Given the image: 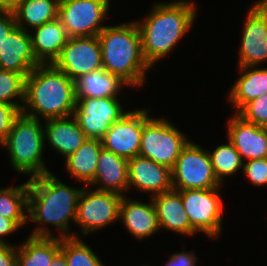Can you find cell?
Instances as JSON below:
<instances>
[{
    "mask_svg": "<svg viewBox=\"0 0 267 266\" xmlns=\"http://www.w3.org/2000/svg\"><path fill=\"white\" fill-rule=\"evenodd\" d=\"M28 210L27 220L39 222L30 236H53L48 227L50 225L60 229V238L76 237L69 232L70 223L75 222L78 199L82 188H74L58 180L53 173L28 179Z\"/></svg>",
    "mask_w": 267,
    "mask_h": 266,
    "instance_id": "6da1fadb",
    "label": "cell"
},
{
    "mask_svg": "<svg viewBox=\"0 0 267 266\" xmlns=\"http://www.w3.org/2000/svg\"><path fill=\"white\" fill-rule=\"evenodd\" d=\"M194 3L187 0L156 3L146 18L136 21L143 55L151 67L169 55L177 42L188 33L196 17Z\"/></svg>",
    "mask_w": 267,
    "mask_h": 266,
    "instance_id": "7a4b0ae2",
    "label": "cell"
},
{
    "mask_svg": "<svg viewBox=\"0 0 267 266\" xmlns=\"http://www.w3.org/2000/svg\"><path fill=\"white\" fill-rule=\"evenodd\" d=\"M75 107V81L53 64H40L26 77L23 114L44 120L64 118L72 116Z\"/></svg>",
    "mask_w": 267,
    "mask_h": 266,
    "instance_id": "3957f363",
    "label": "cell"
},
{
    "mask_svg": "<svg viewBox=\"0 0 267 266\" xmlns=\"http://www.w3.org/2000/svg\"><path fill=\"white\" fill-rule=\"evenodd\" d=\"M103 68L120 77L128 86L139 87L145 82V72L151 68L142 51L137 23L106 26L98 34Z\"/></svg>",
    "mask_w": 267,
    "mask_h": 266,
    "instance_id": "277c9868",
    "label": "cell"
},
{
    "mask_svg": "<svg viewBox=\"0 0 267 266\" xmlns=\"http://www.w3.org/2000/svg\"><path fill=\"white\" fill-rule=\"evenodd\" d=\"M40 119L22 112L14 120L12 129L1 144L8 150L12 168L30 178L50 172L43 161L44 127Z\"/></svg>",
    "mask_w": 267,
    "mask_h": 266,
    "instance_id": "5b68a950",
    "label": "cell"
},
{
    "mask_svg": "<svg viewBox=\"0 0 267 266\" xmlns=\"http://www.w3.org/2000/svg\"><path fill=\"white\" fill-rule=\"evenodd\" d=\"M189 141L167 119L150 117L143 125L139 156L172 169Z\"/></svg>",
    "mask_w": 267,
    "mask_h": 266,
    "instance_id": "8992f818",
    "label": "cell"
},
{
    "mask_svg": "<svg viewBox=\"0 0 267 266\" xmlns=\"http://www.w3.org/2000/svg\"><path fill=\"white\" fill-rule=\"evenodd\" d=\"M171 182L174 190L222 186L214 174L208 151L193 141H189L179 154L171 169Z\"/></svg>",
    "mask_w": 267,
    "mask_h": 266,
    "instance_id": "52a82bcc",
    "label": "cell"
},
{
    "mask_svg": "<svg viewBox=\"0 0 267 266\" xmlns=\"http://www.w3.org/2000/svg\"><path fill=\"white\" fill-rule=\"evenodd\" d=\"M219 188L177 190L196 232L217 238L222 231V198Z\"/></svg>",
    "mask_w": 267,
    "mask_h": 266,
    "instance_id": "ba28073f",
    "label": "cell"
},
{
    "mask_svg": "<svg viewBox=\"0 0 267 266\" xmlns=\"http://www.w3.org/2000/svg\"><path fill=\"white\" fill-rule=\"evenodd\" d=\"M109 0H69L59 4L58 18L69 37H90L106 27Z\"/></svg>",
    "mask_w": 267,
    "mask_h": 266,
    "instance_id": "9c48e42d",
    "label": "cell"
},
{
    "mask_svg": "<svg viewBox=\"0 0 267 266\" xmlns=\"http://www.w3.org/2000/svg\"><path fill=\"white\" fill-rule=\"evenodd\" d=\"M84 189V190H83ZM77 204L75 223L83 235L102 229L119 219L122 195L83 188Z\"/></svg>",
    "mask_w": 267,
    "mask_h": 266,
    "instance_id": "30bf717a",
    "label": "cell"
},
{
    "mask_svg": "<svg viewBox=\"0 0 267 266\" xmlns=\"http://www.w3.org/2000/svg\"><path fill=\"white\" fill-rule=\"evenodd\" d=\"M118 97L81 98L76 100L73 117L86 138L101 140L110 126L127 112Z\"/></svg>",
    "mask_w": 267,
    "mask_h": 266,
    "instance_id": "8fae6325",
    "label": "cell"
},
{
    "mask_svg": "<svg viewBox=\"0 0 267 266\" xmlns=\"http://www.w3.org/2000/svg\"><path fill=\"white\" fill-rule=\"evenodd\" d=\"M53 65L73 81L83 74L103 68L98 36L69 37Z\"/></svg>",
    "mask_w": 267,
    "mask_h": 266,
    "instance_id": "7c38bea8",
    "label": "cell"
},
{
    "mask_svg": "<svg viewBox=\"0 0 267 266\" xmlns=\"http://www.w3.org/2000/svg\"><path fill=\"white\" fill-rule=\"evenodd\" d=\"M149 118L147 109L128 111L104 134L103 148L126 159L139 156L143 125Z\"/></svg>",
    "mask_w": 267,
    "mask_h": 266,
    "instance_id": "4fadbf2b",
    "label": "cell"
},
{
    "mask_svg": "<svg viewBox=\"0 0 267 266\" xmlns=\"http://www.w3.org/2000/svg\"><path fill=\"white\" fill-rule=\"evenodd\" d=\"M245 20L239 67L259 66L267 61V18L252 5Z\"/></svg>",
    "mask_w": 267,
    "mask_h": 266,
    "instance_id": "5bb4252c",
    "label": "cell"
},
{
    "mask_svg": "<svg viewBox=\"0 0 267 266\" xmlns=\"http://www.w3.org/2000/svg\"><path fill=\"white\" fill-rule=\"evenodd\" d=\"M227 123V138L243 162L267 157V127L248 122L237 113Z\"/></svg>",
    "mask_w": 267,
    "mask_h": 266,
    "instance_id": "9a60e30c",
    "label": "cell"
},
{
    "mask_svg": "<svg viewBox=\"0 0 267 266\" xmlns=\"http://www.w3.org/2000/svg\"><path fill=\"white\" fill-rule=\"evenodd\" d=\"M128 180V190L134 187L150 196L173 189L171 169L141 156L128 159Z\"/></svg>",
    "mask_w": 267,
    "mask_h": 266,
    "instance_id": "2e32d148",
    "label": "cell"
},
{
    "mask_svg": "<svg viewBox=\"0 0 267 266\" xmlns=\"http://www.w3.org/2000/svg\"><path fill=\"white\" fill-rule=\"evenodd\" d=\"M31 32L16 27L4 40L0 49V69L27 77L40 63L34 56Z\"/></svg>",
    "mask_w": 267,
    "mask_h": 266,
    "instance_id": "e0dca14e",
    "label": "cell"
},
{
    "mask_svg": "<svg viewBox=\"0 0 267 266\" xmlns=\"http://www.w3.org/2000/svg\"><path fill=\"white\" fill-rule=\"evenodd\" d=\"M160 229L170 230L180 235L191 236L197 232L191 225L184 209L181 194L177 190L152 196Z\"/></svg>",
    "mask_w": 267,
    "mask_h": 266,
    "instance_id": "ac0fdd59",
    "label": "cell"
},
{
    "mask_svg": "<svg viewBox=\"0 0 267 266\" xmlns=\"http://www.w3.org/2000/svg\"><path fill=\"white\" fill-rule=\"evenodd\" d=\"M100 184L95 190L118 193L128 191V159L102 148L97 161V170L88 186Z\"/></svg>",
    "mask_w": 267,
    "mask_h": 266,
    "instance_id": "d6986e66",
    "label": "cell"
},
{
    "mask_svg": "<svg viewBox=\"0 0 267 266\" xmlns=\"http://www.w3.org/2000/svg\"><path fill=\"white\" fill-rule=\"evenodd\" d=\"M130 197H122L119 219L125 228L138 240L152 236L160 230L155 207L150 203L130 200Z\"/></svg>",
    "mask_w": 267,
    "mask_h": 266,
    "instance_id": "ffe728a7",
    "label": "cell"
},
{
    "mask_svg": "<svg viewBox=\"0 0 267 266\" xmlns=\"http://www.w3.org/2000/svg\"><path fill=\"white\" fill-rule=\"evenodd\" d=\"M44 139L62 156L68 157L76 152L86 136L73 116L45 120Z\"/></svg>",
    "mask_w": 267,
    "mask_h": 266,
    "instance_id": "44dd1931",
    "label": "cell"
},
{
    "mask_svg": "<svg viewBox=\"0 0 267 266\" xmlns=\"http://www.w3.org/2000/svg\"><path fill=\"white\" fill-rule=\"evenodd\" d=\"M31 34L34 56L40 64H53L68 41V34L57 17L38 26Z\"/></svg>",
    "mask_w": 267,
    "mask_h": 266,
    "instance_id": "7402d4cb",
    "label": "cell"
},
{
    "mask_svg": "<svg viewBox=\"0 0 267 266\" xmlns=\"http://www.w3.org/2000/svg\"><path fill=\"white\" fill-rule=\"evenodd\" d=\"M128 84L104 68L83 74L75 80L76 100L81 98L118 97L121 87Z\"/></svg>",
    "mask_w": 267,
    "mask_h": 266,
    "instance_id": "603a6c76",
    "label": "cell"
},
{
    "mask_svg": "<svg viewBox=\"0 0 267 266\" xmlns=\"http://www.w3.org/2000/svg\"><path fill=\"white\" fill-rule=\"evenodd\" d=\"M239 69L242 74L229 90L230 103L237 110L235 113H238L248 102L267 93V68L243 66Z\"/></svg>",
    "mask_w": 267,
    "mask_h": 266,
    "instance_id": "cb8c5ba5",
    "label": "cell"
},
{
    "mask_svg": "<svg viewBox=\"0 0 267 266\" xmlns=\"http://www.w3.org/2000/svg\"><path fill=\"white\" fill-rule=\"evenodd\" d=\"M102 148L101 140L86 138L76 152L65 158L68 173L78 181L89 185L95 177Z\"/></svg>",
    "mask_w": 267,
    "mask_h": 266,
    "instance_id": "d4e9b609",
    "label": "cell"
},
{
    "mask_svg": "<svg viewBox=\"0 0 267 266\" xmlns=\"http://www.w3.org/2000/svg\"><path fill=\"white\" fill-rule=\"evenodd\" d=\"M60 250V237L28 236L17 247V266H49Z\"/></svg>",
    "mask_w": 267,
    "mask_h": 266,
    "instance_id": "484cf974",
    "label": "cell"
},
{
    "mask_svg": "<svg viewBox=\"0 0 267 266\" xmlns=\"http://www.w3.org/2000/svg\"><path fill=\"white\" fill-rule=\"evenodd\" d=\"M59 5L54 0H20L12 10L17 27L36 28L58 17Z\"/></svg>",
    "mask_w": 267,
    "mask_h": 266,
    "instance_id": "4316f807",
    "label": "cell"
},
{
    "mask_svg": "<svg viewBox=\"0 0 267 266\" xmlns=\"http://www.w3.org/2000/svg\"><path fill=\"white\" fill-rule=\"evenodd\" d=\"M28 180L20 186L0 188V216L11 219L19 228L27 223Z\"/></svg>",
    "mask_w": 267,
    "mask_h": 266,
    "instance_id": "83f0119b",
    "label": "cell"
},
{
    "mask_svg": "<svg viewBox=\"0 0 267 266\" xmlns=\"http://www.w3.org/2000/svg\"><path fill=\"white\" fill-rule=\"evenodd\" d=\"M227 143L217 146L213 152L208 151L214 174L221 184L224 176L243 169L244 163L234 145L229 140Z\"/></svg>",
    "mask_w": 267,
    "mask_h": 266,
    "instance_id": "f1b7e54d",
    "label": "cell"
},
{
    "mask_svg": "<svg viewBox=\"0 0 267 266\" xmlns=\"http://www.w3.org/2000/svg\"><path fill=\"white\" fill-rule=\"evenodd\" d=\"M60 250L68 266H104L95 252L78 236L60 238Z\"/></svg>",
    "mask_w": 267,
    "mask_h": 266,
    "instance_id": "f546056e",
    "label": "cell"
},
{
    "mask_svg": "<svg viewBox=\"0 0 267 266\" xmlns=\"http://www.w3.org/2000/svg\"><path fill=\"white\" fill-rule=\"evenodd\" d=\"M25 88L26 77L23 74L0 69V103L18 106L22 110L25 102ZM14 98L19 99L21 104L14 102Z\"/></svg>",
    "mask_w": 267,
    "mask_h": 266,
    "instance_id": "4dcf8cb0",
    "label": "cell"
},
{
    "mask_svg": "<svg viewBox=\"0 0 267 266\" xmlns=\"http://www.w3.org/2000/svg\"><path fill=\"white\" fill-rule=\"evenodd\" d=\"M237 114L248 122L267 127V93L248 102Z\"/></svg>",
    "mask_w": 267,
    "mask_h": 266,
    "instance_id": "1f68e13d",
    "label": "cell"
},
{
    "mask_svg": "<svg viewBox=\"0 0 267 266\" xmlns=\"http://www.w3.org/2000/svg\"><path fill=\"white\" fill-rule=\"evenodd\" d=\"M243 172L253 185L267 184V157L262 159L247 160L243 163Z\"/></svg>",
    "mask_w": 267,
    "mask_h": 266,
    "instance_id": "d6a6232c",
    "label": "cell"
},
{
    "mask_svg": "<svg viewBox=\"0 0 267 266\" xmlns=\"http://www.w3.org/2000/svg\"><path fill=\"white\" fill-rule=\"evenodd\" d=\"M21 112L22 110L18 106L0 103V145L6 140L14 120Z\"/></svg>",
    "mask_w": 267,
    "mask_h": 266,
    "instance_id": "836d02e7",
    "label": "cell"
},
{
    "mask_svg": "<svg viewBox=\"0 0 267 266\" xmlns=\"http://www.w3.org/2000/svg\"><path fill=\"white\" fill-rule=\"evenodd\" d=\"M17 27L13 11H0V49L5 38Z\"/></svg>",
    "mask_w": 267,
    "mask_h": 266,
    "instance_id": "e575fe53",
    "label": "cell"
},
{
    "mask_svg": "<svg viewBox=\"0 0 267 266\" xmlns=\"http://www.w3.org/2000/svg\"><path fill=\"white\" fill-rule=\"evenodd\" d=\"M197 259V255L184 250L172 254L166 266H196Z\"/></svg>",
    "mask_w": 267,
    "mask_h": 266,
    "instance_id": "d590c367",
    "label": "cell"
},
{
    "mask_svg": "<svg viewBox=\"0 0 267 266\" xmlns=\"http://www.w3.org/2000/svg\"><path fill=\"white\" fill-rule=\"evenodd\" d=\"M0 266H17V246L0 244Z\"/></svg>",
    "mask_w": 267,
    "mask_h": 266,
    "instance_id": "8d00e7d4",
    "label": "cell"
},
{
    "mask_svg": "<svg viewBox=\"0 0 267 266\" xmlns=\"http://www.w3.org/2000/svg\"><path fill=\"white\" fill-rule=\"evenodd\" d=\"M18 229L19 227L11 219L0 216V244H11L7 243V241L3 239V236L5 237Z\"/></svg>",
    "mask_w": 267,
    "mask_h": 266,
    "instance_id": "74e56055",
    "label": "cell"
},
{
    "mask_svg": "<svg viewBox=\"0 0 267 266\" xmlns=\"http://www.w3.org/2000/svg\"><path fill=\"white\" fill-rule=\"evenodd\" d=\"M49 266H68L67 265V261H66V257L64 255V253L59 250L54 258L52 259V262L50 263Z\"/></svg>",
    "mask_w": 267,
    "mask_h": 266,
    "instance_id": "f35d334b",
    "label": "cell"
},
{
    "mask_svg": "<svg viewBox=\"0 0 267 266\" xmlns=\"http://www.w3.org/2000/svg\"><path fill=\"white\" fill-rule=\"evenodd\" d=\"M20 0H0V11H12Z\"/></svg>",
    "mask_w": 267,
    "mask_h": 266,
    "instance_id": "ab89813d",
    "label": "cell"
},
{
    "mask_svg": "<svg viewBox=\"0 0 267 266\" xmlns=\"http://www.w3.org/2000/svg\"><path fill=\"white\" fill-rule=\"evenodd\" d=\"M253 6L267 18V0H259Z\"/></svg>",
    "mask_w": 267,
    "mask_h": 266,
    "instance_id": "60d3db41",
    "label": "cell"
},
{
    "mask_svg": "<svg viewBox=\"0 0 267 266\" xmlns=\"http://www.w3.org/2000/svg\"><path fill=\"white\" fill-rule=\"evenodd\" d=\"M58 5L69 0H54Z\"/></svg>",
    "mask_w": 267,
    "mask_h": 266,
    "instance_id": "b9f144b4",
    "label": "cell"
}]
</instances>
